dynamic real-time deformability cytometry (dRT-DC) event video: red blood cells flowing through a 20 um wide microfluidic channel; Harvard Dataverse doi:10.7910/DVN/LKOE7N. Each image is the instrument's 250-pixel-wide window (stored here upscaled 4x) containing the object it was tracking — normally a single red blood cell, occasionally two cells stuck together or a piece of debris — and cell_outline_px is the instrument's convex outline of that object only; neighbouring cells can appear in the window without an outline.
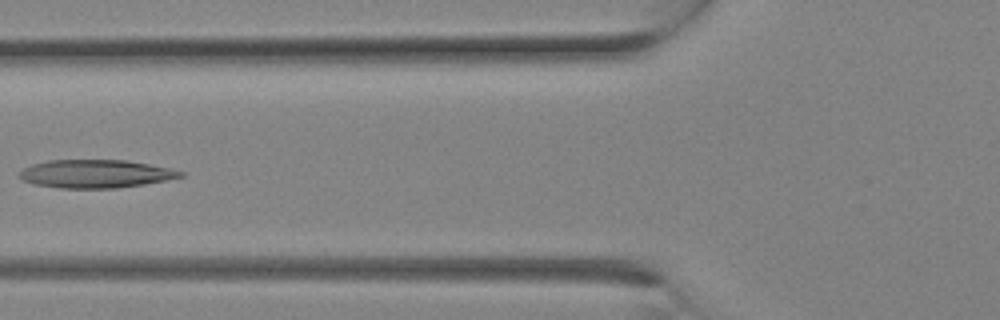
{"species": "Egyptian fruit bat (a non-hibernating species)", "species_latin": "Rousettus aegyptiacus", "temperature_condition": "room temperature", "stored_images_in_passage": 14, "camera_frame_rate_fps": 3000, "um_per_image_px": 0.085, "animal": {"sex": "female"}, "frame": {"image": 1, "passage_image": 10, "time_ms": 3.0, "image_size_px": [1000, 320], "cell_outline_px": [[184, 176], [144, 184], [116, 188], [60, 188], [32, 184], [20, 180], [16, 176], [24, 168], [32, 164], [48, 160], [124, 160], [172, 168], [184, 172]], "centroid_in_image_um": [8.07, 14.77], "position_along_channel_um": 117.7, "area_um2": 26.53}}
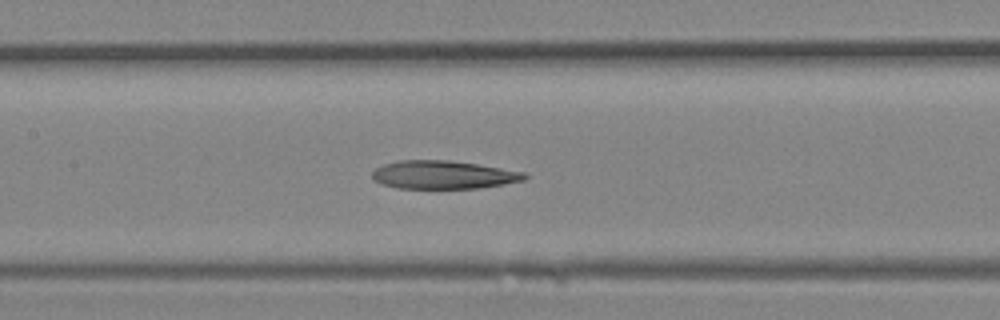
{"frame": {"image": 2, "passage_image": 12, "time_ms": 3.667, "image_size_px": [1000, 320], "cell_outline_px": [[528, 176], [524, 180], [504, 184], [480, 188], [396, 188], [380, 184], [372, 176], [372, 172], [376, 168], [384, 164], [400, 160], [448, 160], [476, 164], [524, 172]], "centroid_in_image_um": [37.66, 14.86], "position_along_channel_um": 169.7, "area_um2": 24.91}}
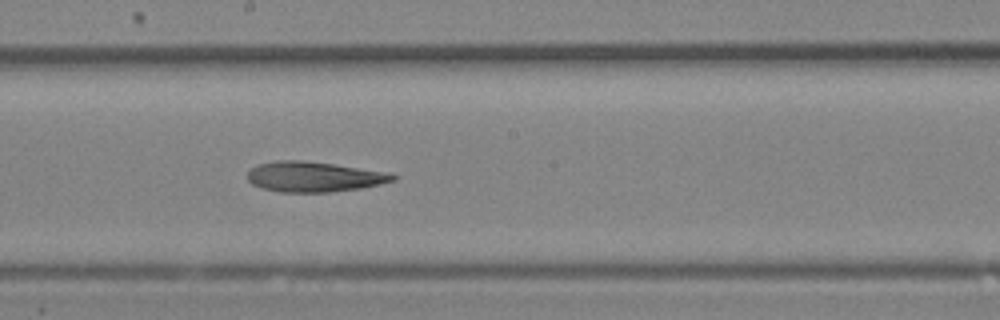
{"frame": {"image": 3, "passage_image": 14, "time_ms": 4.333, "image_size_px": [1000, 320], "cell_outline_px": [[396, 180], [380, 184], [360, 188], [328, 192], [280, 192], [260, 188], [252, 184], [248, 180], [248, 172], [252, 168], [260, 164], [276, 160], [300, 160], [332, 164], [392, 172], [396, 176]], "centroid_in_image_um": [26.71, 15.02], "position_along_channel_um": 221.5, "area_um2": 25.61}}